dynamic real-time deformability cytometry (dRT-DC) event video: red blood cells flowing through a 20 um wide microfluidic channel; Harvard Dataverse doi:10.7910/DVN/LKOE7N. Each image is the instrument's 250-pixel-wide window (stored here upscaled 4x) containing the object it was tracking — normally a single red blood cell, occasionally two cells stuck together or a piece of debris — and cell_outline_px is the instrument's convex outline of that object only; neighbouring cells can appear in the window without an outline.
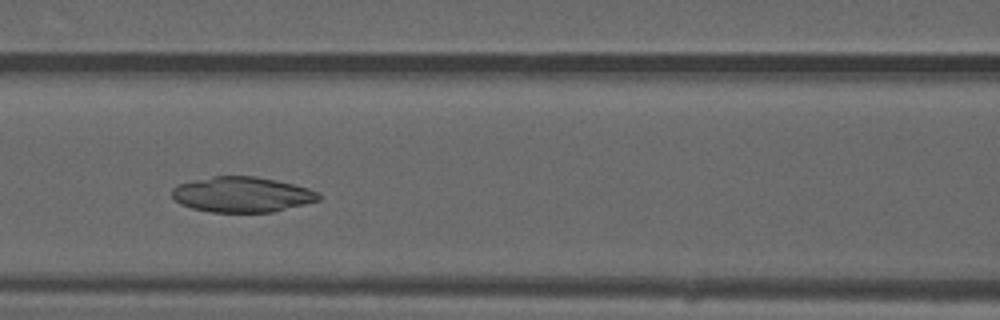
{"species": "common noctule bat (a hibernating species)", "species_latin": "Nyctalus noctula", "temperature_condition": "warm", "stored_images_in_passage": 38, "camera_frame_rate_fps": 3000, "um_per_image_px": 0.085, "animal": {"sex": "male", "forearm_length_mm": 52.5}, "frame": {"image": 1, "passage_image": 12, "time_ms": 3.667, "image_size_px": [1000, 320], "cell_outline_px": [[320, 200], [272, 212], [212, 212], [192, 208], [180, 204], [172, 196], [172, 188], [176, 184], [212, 176], [256, 176], [292, 184], [308, 188], [320, 192]], "centroid_in_image_um": [20.55, 16.53], "position_along_channel_um": 146.0, "area_um2": 30.17}, "authors_computed_cell_mechanics": {"area_um2": 16.9065, "velocity_mm_per_s": 4.0268, "shape_relaxation_time_tau1_ms": 2.1585, "shape_relaxation_time_tau2_ms": null, "deformation_change_tau1": 0.0892, "deformation_change_tau2": null}}